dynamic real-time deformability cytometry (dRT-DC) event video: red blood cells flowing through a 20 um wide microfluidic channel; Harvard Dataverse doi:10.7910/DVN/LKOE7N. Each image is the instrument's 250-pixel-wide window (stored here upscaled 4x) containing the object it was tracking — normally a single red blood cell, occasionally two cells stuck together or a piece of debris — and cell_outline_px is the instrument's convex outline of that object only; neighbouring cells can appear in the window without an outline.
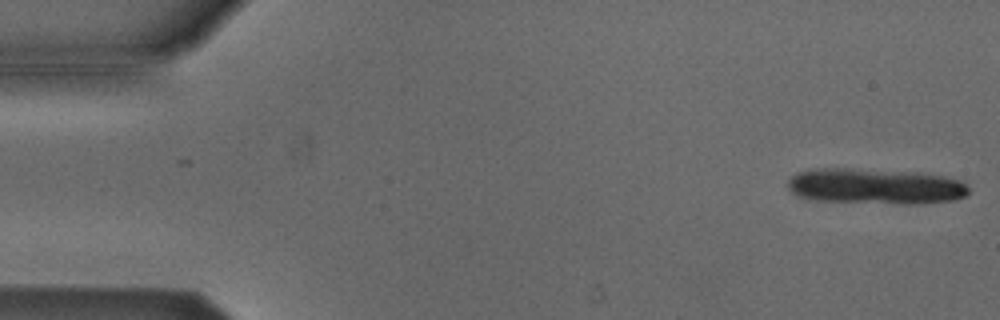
{"species": "Egyptian fruit bat (a non-hibernating species)", "species_latin": "Rousettus aegyptiacus", "temperature_condition": "cold", "stored_images_in_passage": 11, "camera_frame_rate_fps": 3000, "um_per_image_px": 0.085, "animal": {"sex": "male"}, "frame": {"image": 1, "passage_image": 1, "time_ms": 0.0, "image_size_px": [1000, 320], "cell_outline_px": [[968, 192], [964, 196], [952, 200], [916, 204], [908, 204], [816, 200], [796, 196], [788, 188], [788, 180], [796, 172], [816, 168], [844, 168], [916, 172], [944, 176], [960, 180], [968, 188]], "centroid_in_image_um": [74.36, 15.83], "position_along_channel_um": 10.6, "area_um2": 37.51}}